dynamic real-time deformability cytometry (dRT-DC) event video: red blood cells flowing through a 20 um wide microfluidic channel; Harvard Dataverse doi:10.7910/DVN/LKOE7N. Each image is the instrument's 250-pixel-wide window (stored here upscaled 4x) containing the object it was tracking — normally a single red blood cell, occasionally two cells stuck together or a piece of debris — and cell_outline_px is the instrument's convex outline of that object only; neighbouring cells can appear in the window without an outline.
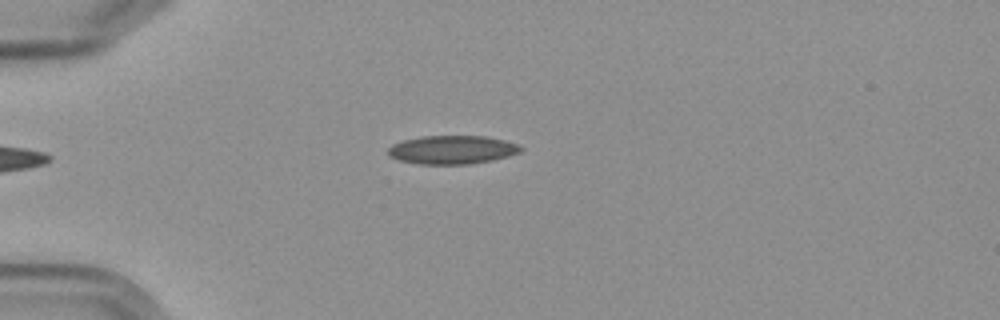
{"species": "Egyptian fruit bat (a non-hibernating species)", "species_latin": "Rousettus aegyptiacus", "temperature_condition": "cold", "stored_images_in_passage": 3, "camera_frame_rate_fps": 3000, "um_per_image_px": 0.085, "frame": {"image": 1, "passage_image": 1, "time_ms": 0.0, "image_size_px": [1000, 320], "cell_outline_px": [[524, 148], [520, 152], [508, 156], [492, 160], [468, 164], [420, 164], [400, 160], [388, 156], [388, 148], [392, 144], [404, 140], [420, 136], [488, 136], [504, 140], [516, 144]], "centroid_in_image_um": [38.43, 12.72], "position_along_channel_um": 46.6, "area_um2": 22.02}}
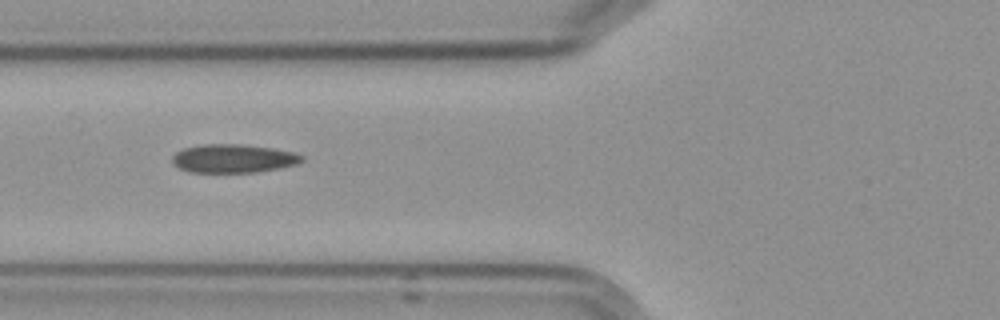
{"frame": {"image": 2, "passage_image": 3, "time_ms": 2.333, "image_size_px": [1000, 320], "cell_outline_px": [[304, 160], [296, 164], [256, 172], [188, 172], [172, 164], [172, 156], [176, 152], [184, 148], [204, 144], [240, 144], [272, 148], [292, 152], [304, 156]], "centroid_in_image_um": [19.8, 13.47], "position_along_channel_um": 106.0, "area_um2": 21.39}}